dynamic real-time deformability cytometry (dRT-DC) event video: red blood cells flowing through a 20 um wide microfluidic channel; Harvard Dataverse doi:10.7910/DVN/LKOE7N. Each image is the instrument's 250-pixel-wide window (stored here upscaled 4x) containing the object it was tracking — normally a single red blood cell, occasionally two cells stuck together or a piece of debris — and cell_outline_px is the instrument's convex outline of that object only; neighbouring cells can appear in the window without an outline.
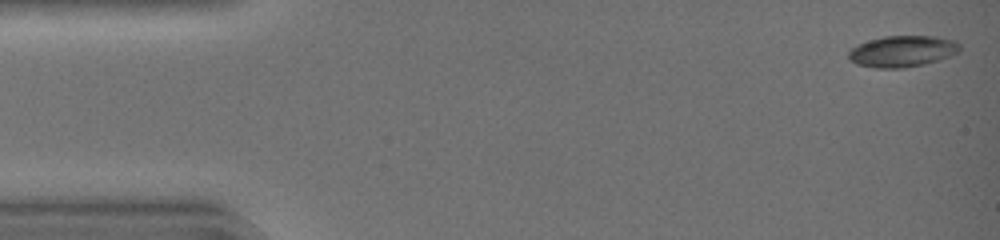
{"species": "common noctule bat (a hibernating species)", "species_latin": "Nyctalus noctula", "temperature_condition": "warm", "stored_images_in_passage": 43, "camera_frame_rate_fps": 3000, "um_per_image_px": 0.085, "animal": {"sex": "female", "body_mass_g": 19.0, "forearm_length_mm": 51.5}, "frame": {"image": 1, "passage_image": 1, "time_ms": 0.0, "image_size_px": [1000, 240], "cell_outline_px": [[960, 48], [956, 52], [940, 60], [924, 64], [904, 68], [876, 68], [856, 64], [848, 60], [848, 52], [856, 44], [868, 40], [884, 36], [936, 36], [956, 40], [960, 44]], "centroid_in_image_um": [76.67, 4.35], "position_along_channel_um": 8.3, "area_um2": 20.46}}
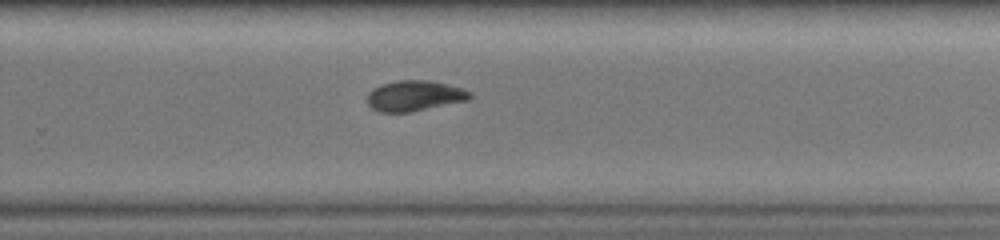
{"frame": {"image": 2, "passage_image": 29, "time_ms": 9.333, "image_size_px": [1000, 240], "cell_outline_px": [[472, 96], [468, 100], [412, 112], [380, 112], [372, 108], [368, 104], [368, 92], [372, 88], [380, 84], [396, 80], [432, 80], [448, 84], [472, 92]], "centroid_in_image_um": [35.22, 8.13], "position_along_channel_um": 294.6, "area_um2": 18.44}}
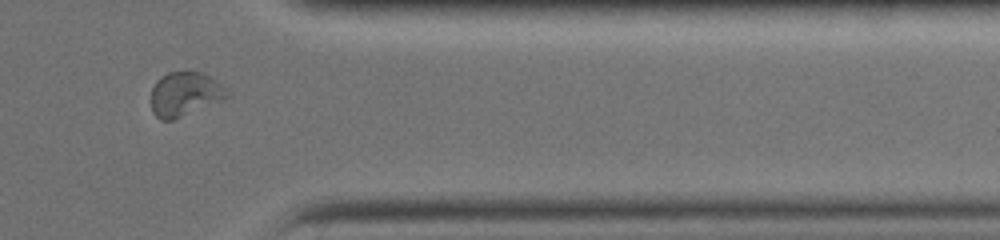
{"frame": {"image": 3, "passage_image": 36, "time_ms": 11.667, "image_size_px": [1000, 240], "cell_outline_px": [[232, 96], [228, 100], [172, 120], [160, 120], [152, 112], [152, 88], [156, 80], [160, 76], [168, 72], [200, 72], [208, 76], [220, 84]], "centroid_in_image_um": [15.74, 8.02], "position_along_channel_um": 395.7, "area_um2": 19.83}, "authors_computed_cell_mechanics": {"area_um2": 19.074, "velocity_mm_per_s": 4.4247, "shape_relaxation_time_tau1_ms": 6.0623, "shape_relaxation_time_tau2_ms": null, "deformation_change_tau1": 0.1617, "deformation_change_tau2": null}}